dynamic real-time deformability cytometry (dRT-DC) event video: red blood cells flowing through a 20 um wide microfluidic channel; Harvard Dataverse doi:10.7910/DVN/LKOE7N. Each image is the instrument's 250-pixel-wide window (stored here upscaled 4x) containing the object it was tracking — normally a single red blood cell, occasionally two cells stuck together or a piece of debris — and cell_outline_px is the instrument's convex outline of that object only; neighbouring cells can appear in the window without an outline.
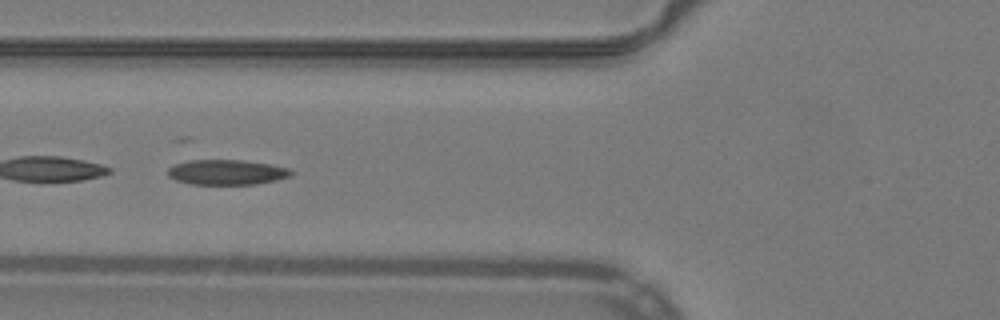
{"species": "common noctule bat (a hibernating species)", "species_latin": "Nyctalus noctula", "temperature_condition": "warm", "stored_images_in_passage": 19, "camera_frame_rate_fps": 3000, "um_per_image_px": 0.085, "animal": {"sex": "male", "body_mass_g": 19.2, "forearm_length_mm": 51.8}, "frame": {"image": 1, "passage_image": 6, "time_ms": 1.667, "image_size_px": [1000, 320], "cell_outline_px": [[296, 172], [292, 176], [276, 180], [256, 184], [188, 184], [176, 180], [168, 176], [168, 168], [176, 164], [188, 160], [244, 160], [272, 164], [292, 168]], "centroid_in_image_um": [19.35, 14.63], "position_along_channel_um": 106.5, "area_um2": 18.32}}